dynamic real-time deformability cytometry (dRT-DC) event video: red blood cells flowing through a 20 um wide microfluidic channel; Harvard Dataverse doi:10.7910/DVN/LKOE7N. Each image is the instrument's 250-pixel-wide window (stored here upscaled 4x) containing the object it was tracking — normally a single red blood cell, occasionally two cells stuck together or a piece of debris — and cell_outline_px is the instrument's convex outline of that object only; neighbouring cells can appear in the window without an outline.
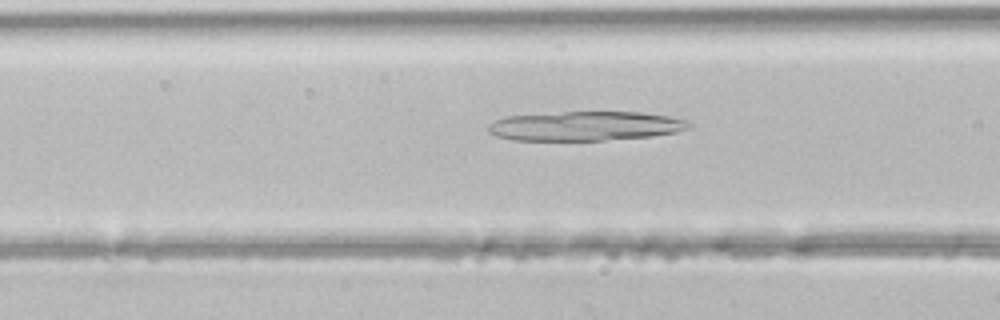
{"species": "common noctule bat (a hibernating species)", "species_latin": "Nyctalus noctula", "temperature_condition": "room temperature", "stored_images_in_passage": 36, "camera_frame_rate_fps": 3000, "um_per_image_px": 0.085, "animal": {"sex": "male", "body_mass_g": 21.5, "forearm_length_mm": 52.0}, "frame": {"image": 1, "passage_image": 8, "time_ms": 2.333, "image_size_px": [1000, 320], "cell_outline_px": [[692, 124], [688, 128], [676, 132], [652, 136], [604, 140], [512, 140], [496, 136], [488, 132], [488, 124], [504, 116], [564, 112], [640, 112], [668, 116], [692, 120]], "centroid_in_image_um": [49.77, 10.71], "position_along_channel_um": 116.8, "area_um2": 34.45}}
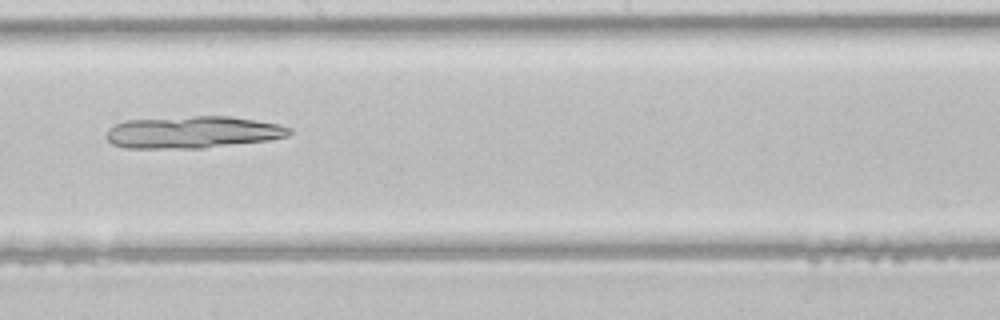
{"frame": {"image": 2, "passage_image": 16, "time_ms": 5.0, "image_size_px": [1000, 320], "cell_outline_px": [[292, 132], [288, 136], [268, 140], [200, 148], [124, 148], [112, 144], [104, 136], [108, 128], [124, 120], [192, 116], [232, 116], [280, 124], [292, 128]], "centroid_in_image_um": [16.36, 11.23], "position_along_channel_um": 231.8, "area_um2": 34.39}}
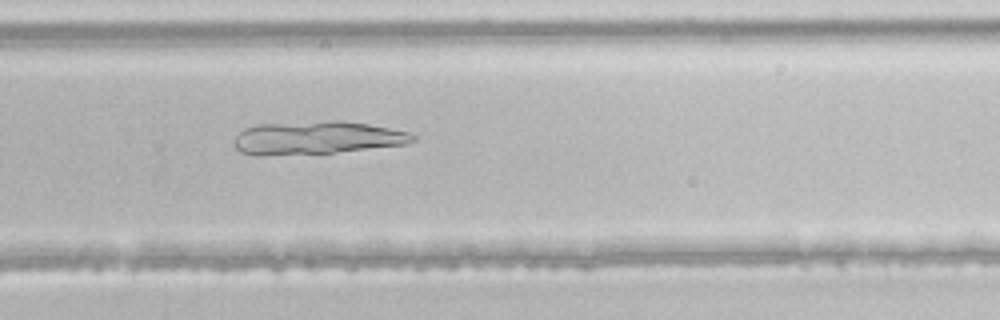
{"frame": {"image": 3, "passage_image": 21, "time_ms": 6.667, "image_size_px": [1000, 320], "cell_outline_px": [[416, 140], [404, 144], [336, 152], [264, 156], [256, 156], [240, 152], [232, 144], [232, 140], [244, 128], [256, 124], [328, 120], [344, 120], [368, 124], [408, 132], [416, 136]], "centroid_in_image_um": [26.84, 11.7], "position_along_channel_um": 303.0, "area_um2": 34.74}}